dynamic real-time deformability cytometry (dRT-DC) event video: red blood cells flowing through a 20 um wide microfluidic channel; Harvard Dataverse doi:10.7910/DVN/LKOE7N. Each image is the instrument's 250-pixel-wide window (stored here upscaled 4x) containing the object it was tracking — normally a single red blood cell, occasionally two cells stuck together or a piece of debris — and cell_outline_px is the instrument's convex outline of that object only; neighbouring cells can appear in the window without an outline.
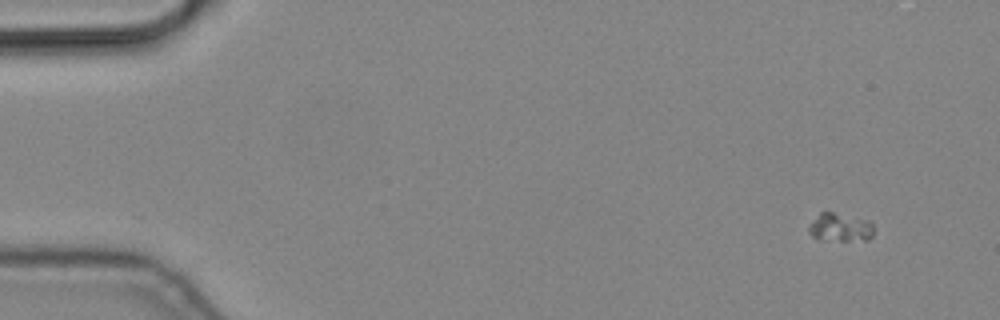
{"species": "common noctule bat (a hibernating species)", "species_latin": "Nyctalus noctula", "temperature_condition": "cold", "stored_images_in_passage": 4, "camera_frame_rate_fps": 3000, "um_per_image_px": 0.085, "animal": {"sex": "male", "body_mass_g": 19.2, "forearm_length_mm": 51.8}, "frame": {"image": 1, "passage_image": 1, "time_ms": 0.0, "image_size_px": [1000, 320], "cell_outline_px": [[872, 236], [868, 240], [840, 240], [812, 236], [808, 232], [808, 228], [820, 212], [832, 212], [868, 220], [872, 224]], "centroid_in_image_um": [71.44, 19.31], "position_along_channel_um": 13.6, "area_um2": 10.29}}